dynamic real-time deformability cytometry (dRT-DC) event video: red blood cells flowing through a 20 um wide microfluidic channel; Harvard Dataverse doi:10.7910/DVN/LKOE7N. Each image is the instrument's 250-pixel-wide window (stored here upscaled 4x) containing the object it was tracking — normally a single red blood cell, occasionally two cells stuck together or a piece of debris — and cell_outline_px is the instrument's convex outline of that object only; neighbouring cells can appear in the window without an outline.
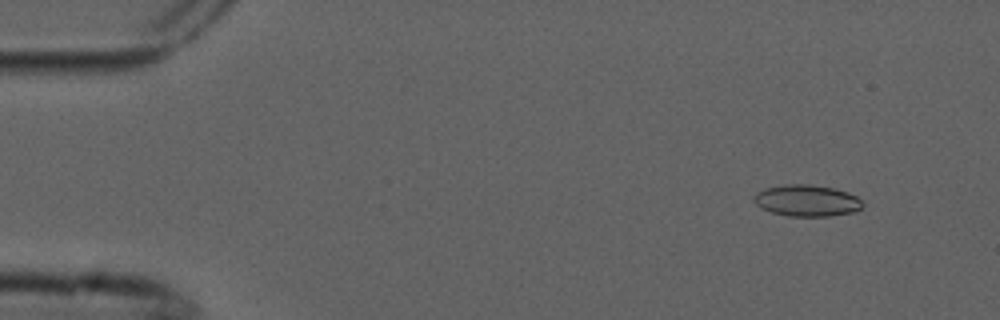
{"species": "common noctule bat (a hibernating species)", "species_latin": "Nyctalus noctula", "temperature_condition": "cold", "stored_images_in_passage": 5, "camera_frame_rate_fps": 3000, "um_per_image_px": 0.085, "animal": {"sex": "male", "forearm_length_mm": 52.5}, "frame": {"image": 1, "passage_image": 2, "time_ms": 0.333, "image_size_px": [1000, 320], "cell_outline_px": [[864, 204], [856, 212], [828, 216], [788, 216], [772, 212], [760, 208], [752, 200], [752, 196], [756, 192], [764, 188], [784, 184], [808, 184], [832, 188], [848, 192], [856, 196]], "centroid_in_image_um": [68.54, 17.05], "position_along_channel_um": 16.5, "area_um2": 20.11}}
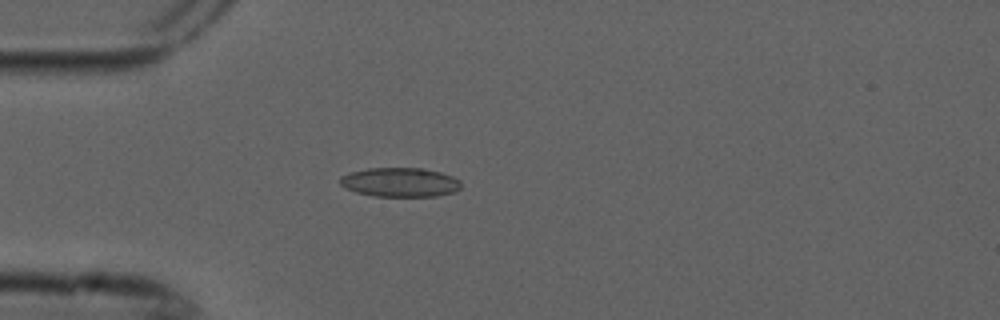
{"frame": {"image": 2, "passage_image": 5, "time_ms": 1.333, "image_size_px": [1000, 320], "cell_outline_px": [[460, 188], [456, 192], [436, 196], [372, 196], [356, 192], [344, 188], [340, 184], [340, 176], [352, 172], [368, 168], [420, 168], [440, 172], [452, 176], [460, 180]], "centroid_in_image_um": [34.0, 15.5], "position_along_channel_um": 51.0, "area_um2": 20.63}}